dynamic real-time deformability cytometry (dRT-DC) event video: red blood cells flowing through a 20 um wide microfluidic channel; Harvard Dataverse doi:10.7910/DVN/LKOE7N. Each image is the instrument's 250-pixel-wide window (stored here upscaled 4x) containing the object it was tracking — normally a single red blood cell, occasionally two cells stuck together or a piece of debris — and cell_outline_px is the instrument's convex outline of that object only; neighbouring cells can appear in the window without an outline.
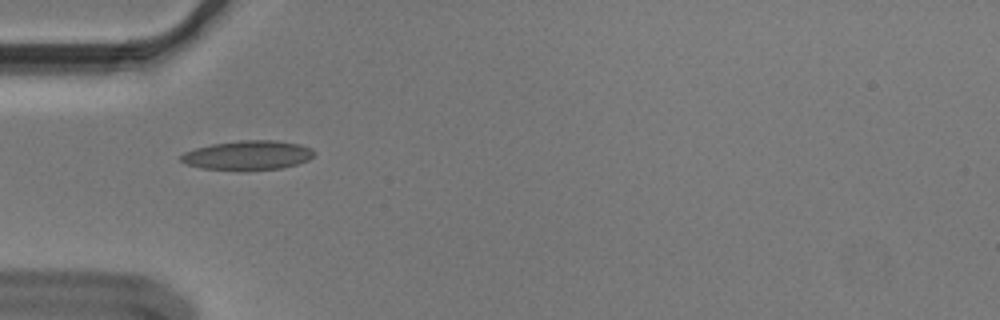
{"species": "Egyptian fruit bat (a non-hibernating species)", "species_latin": "Rousettus aegyptiacus", "temperature_condition": "cold", "stored_images_in_passage": 39, "camera_frame_rate_fps": 3000, "um_per_image_px": 0.085, "animal": {"sex": "male"}, "frame": {"image": 1, "passage_image": 1, "time_ms": 0.0, "image_size_px": [1000, 320], "cell_outline_px": [[316, 152], [308, 160], [296, 164], [280, 168], [200, 168], [188, 164], [180, 160], [180, 156], [184, 152], [196, 148], [212, 144], [240, 140], [276, 140], [300, 144], [312, 148]], "centroid_in_image_um": [21.09, 13.15], "position_along_channel_um": 63.9, "area_um2": 22.02}}
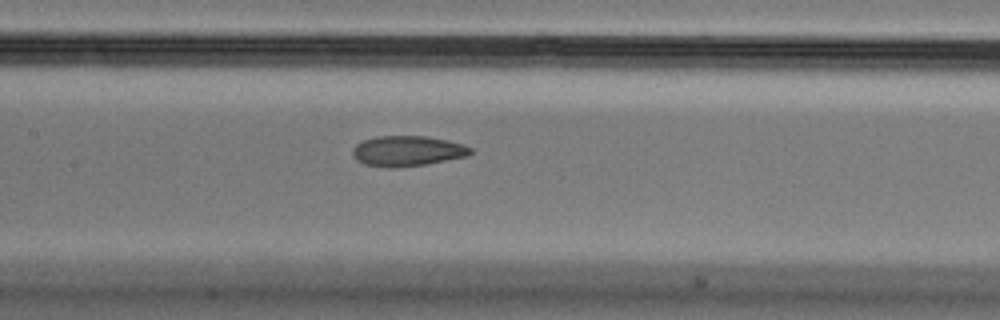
{"frame": {"image": 2, "passage_image": 10, "time_ms": 3.0, "image_size_px": [1000, 320], "cell_outline_px": [[476, 152], [468, 156], [424, 164], [392, 168], [388, 168], [364, 164], [356, 160], [352, 156], [352, 148], [356, 144], [364, 140], [376, 136], [424, 136], [448, 140], [464, 144], [472, 148]], "centroid_in_image_um": [34.64, 12.83], "position_along_channel_um": 172.8, "area_um2": 21.04}}
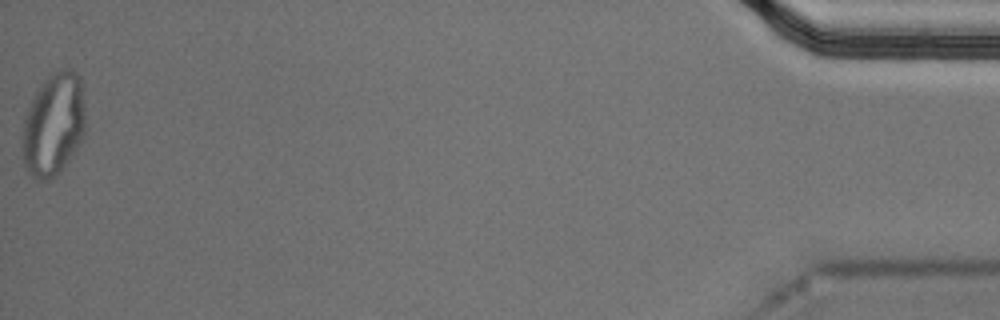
{"frame": {"image": 3, "passage_image": 39, "time_ms": 12.667, "image_size_px": [1000, 320], "cell_outline_px": [[84, 136], [76, 152], [60, 172], [48, 180], [36, 180], [24, 168], [24, 120], [28, 108], [40, 84], [52, 72], [60, 68], [72, 68], [80, 76], [84, 88]], "centroid_in_image_um": [4.6, 10.55], "position_along_channel_um": 430.6, "area_um2": 38.15}, "authors_computed_cell_mechanics": {"area_um2": 21.386, "velocity_mm_per_s": 3.6333, "shape_relaxation_time_tau1_ms": null, "shape_relaxation_time_tau2_ms": 2.1986, "deformation_change_tau1": null, "deformation_change_tau2": 0.0859}}